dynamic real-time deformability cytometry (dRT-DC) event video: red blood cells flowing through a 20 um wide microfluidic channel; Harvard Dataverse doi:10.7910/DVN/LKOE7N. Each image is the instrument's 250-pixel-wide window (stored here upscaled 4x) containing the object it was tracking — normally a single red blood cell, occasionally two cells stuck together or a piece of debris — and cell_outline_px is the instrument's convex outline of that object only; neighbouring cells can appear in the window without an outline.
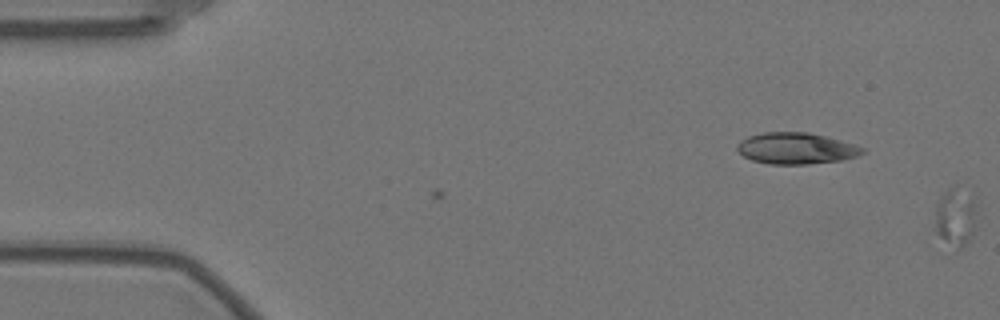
{"species": "Egyptian fruit bat (a non-hibernating species)", "species_latin": "Rousettus aegyptiacus", "temperature_condition": "warm", "stored_images_in_passage": 7, "camera_frame_rate_fps": 3000, "um_per_image_px": 0.085, "animal": {"sex": "female"}, "frame": {"image": 1, "passage_image": 7, "time_ms": 2.0, "image_size_px": [1000, 320], "cell_outline_px": [[980, 208], [976, 228], [972, 236], [960, 248], [956, 248], [940, 236], [936, 232], [936, 200], [944, 192], [948, 192], [976, 196]], "centroid_in_image_um": [81.32, 18.49], "position_along_channel_um": 3.7, "area_um2": 13.93}}